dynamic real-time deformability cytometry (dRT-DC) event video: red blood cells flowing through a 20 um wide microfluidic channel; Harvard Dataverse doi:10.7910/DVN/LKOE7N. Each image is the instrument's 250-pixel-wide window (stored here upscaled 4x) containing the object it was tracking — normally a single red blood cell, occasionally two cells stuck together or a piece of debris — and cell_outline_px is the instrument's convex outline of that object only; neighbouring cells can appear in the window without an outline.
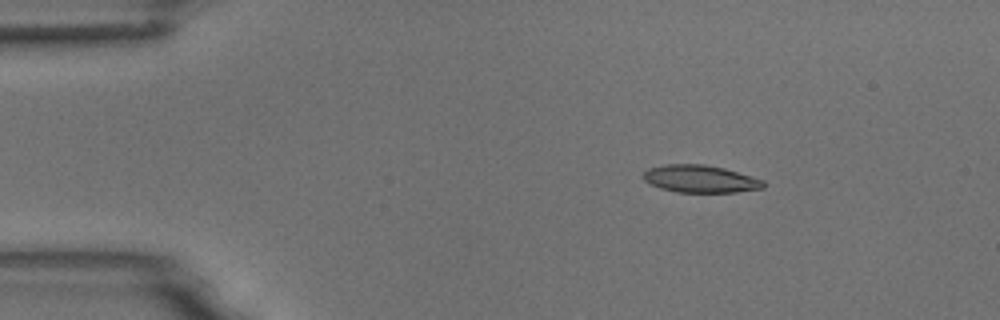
{"species": "common noctule bat (a hibernating species)", "species_latin": "Nyctalus noctula", "temperature_condition": "room temperature", "stored_images_in_passage": 5, "camera_frame_rate_fps": 3000, "um_per_image_px": 0.085, "animal": {"sex": "male", "body_mass_g": 18.8}, "frame": {"image": 1, "passage_image": 3, "time_ms": 2.333, "image_size_px": [1000, 320], "cell_outline_px": [[764, 188], [736, 192], [676, 192], [660, 188], [644, 180], [640, 176], [648, 168], [668, 164], [704, 164], [724, 168], [764, 180]], "centroid_in_image_um": [59.5, 15.2], "position_along_channel_um": 25.5, "area_um2": 19.19}}